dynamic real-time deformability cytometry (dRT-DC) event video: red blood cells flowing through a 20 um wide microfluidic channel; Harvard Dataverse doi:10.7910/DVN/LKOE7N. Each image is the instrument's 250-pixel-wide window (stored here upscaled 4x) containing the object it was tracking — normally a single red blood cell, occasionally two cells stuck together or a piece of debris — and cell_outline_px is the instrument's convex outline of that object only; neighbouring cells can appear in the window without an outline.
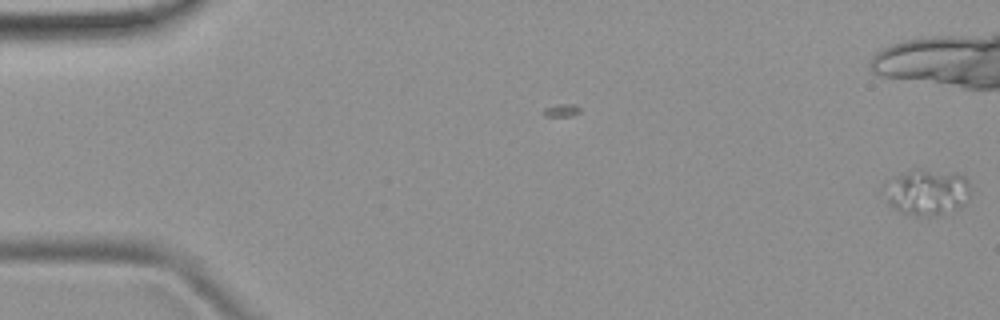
{"species": "common noctule bat (a hibernating species)", "species_latin": "Nyctalus noctula", "temperature_condition": "room temperature", "stored_images_in_passage": 6, "camera_frame_rate_fps": 3000, "um_per_image_px": 0.085, "animal": {"sex": "female", "body_mass_g": 19.9}, "frame": {"image": 1, "passage_image": 6, "time_ms": 1.667, "image_size_px": [1000, 320], "cell_outline_px": [[968, 196], [964, 204], [956, 208], [936, 216], [916, 216], [904, 212], [888, 204], [884, 184], [908, 172], [928, 172], [964, 176], [968, 184]], "centroid_in_image_um": [78.78, 16.41], "position_along_channel_um": 6.2, "area_um2": 21.56}}